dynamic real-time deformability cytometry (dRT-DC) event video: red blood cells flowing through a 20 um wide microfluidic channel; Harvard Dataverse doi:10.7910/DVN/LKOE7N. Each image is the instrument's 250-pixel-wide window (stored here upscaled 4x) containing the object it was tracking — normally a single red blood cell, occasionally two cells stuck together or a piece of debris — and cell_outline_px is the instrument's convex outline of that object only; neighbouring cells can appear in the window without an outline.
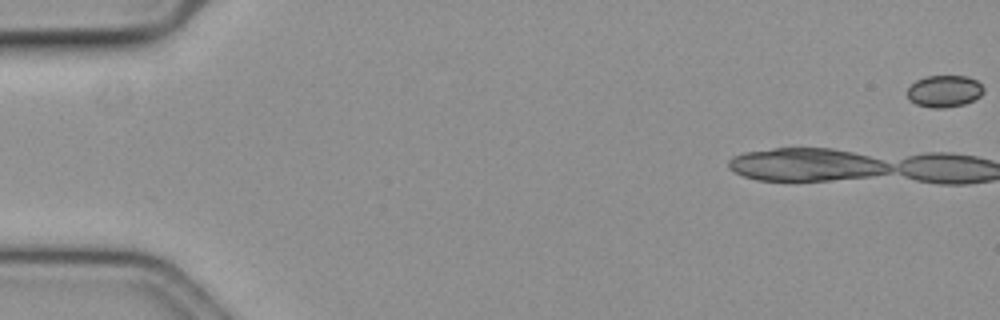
{"species": "common noctule bat (a hibernating species)", "species_latin": "Nyctalus noctula", "temperature_condition": "cold", "stored_images_in_passage": 46, "camera_frame_rate_fps": 3000, "um_per_image_px": 0.085, "animal": {"sex": "female", "body_mass_g": 19.3, "forearm_length_mm": 54.1}, "frame": {"image": 1, "passage_image": 1, "time_ms": 0.0, "image_size_px": [1000, 320], "cell_outline_px": [[984, 92], [980, 96], [964, 104], [944, 108], [932, 108], [916, 104], [908, 100], [908, 88], [916, 80], [928, 76], [968, 76], [976, 80], [984, 88]], "centroid_in_image_um": [80.26, 7.75], "position_along_channel_um": 4.7, "area_um2": 14.16}}